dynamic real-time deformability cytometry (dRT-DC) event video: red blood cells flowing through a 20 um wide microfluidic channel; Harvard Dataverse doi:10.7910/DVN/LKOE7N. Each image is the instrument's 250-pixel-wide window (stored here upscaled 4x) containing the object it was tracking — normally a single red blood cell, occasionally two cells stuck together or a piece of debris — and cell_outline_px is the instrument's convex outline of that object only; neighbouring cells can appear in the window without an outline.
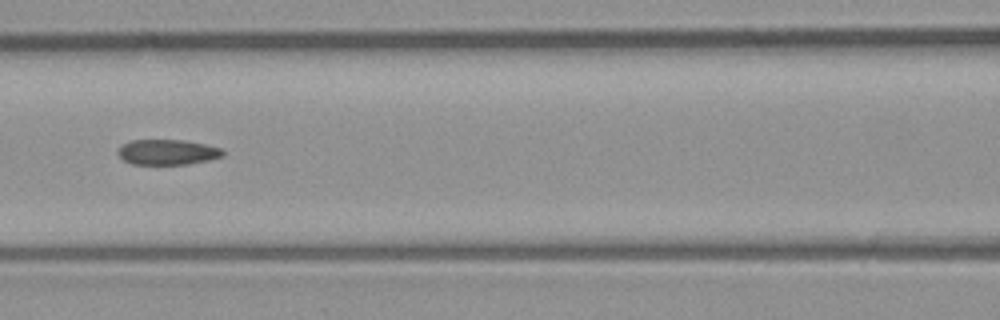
{"species": "common noctule bat (a hibernating species)", "species_latin": "Nyctalus noctula", "temperature_condition": "room temperature", "stored_images_in_passage": 7, "camera_frame_rate_fps": 3000, "um_per_image_px": 0.085, "animal": {"sex": "male", "body_mass_g": 23.1, "forearm_length_mm": 52.7}, "frame": {"image": 1, "passage_image": 6, "time_ms": 1.667, "image_size_px": [1000, 320], "cell_outline_px": [[224, 156], [208, 160], [188, 164], [132, 164], [124, 160], [116, 152], [124, 144], [132, 140], [184, 140], [224, 148]], "centroid_in_image_um": [14.28, 12.93], "position_along_channel_um": 152.3, "area_um2": 15.43}}
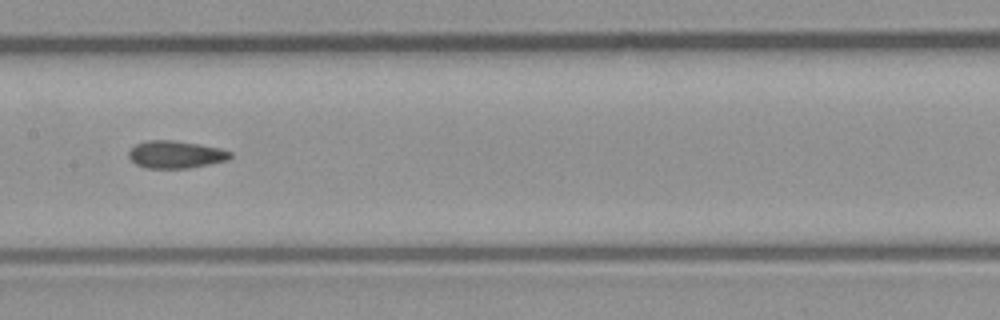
{"frame": {"image": 2, "passage_image": 7, "time_ms": 2.0, "image_size_px": [1000, 320], "cell_outline_px": [[232, 156], [228, 160], [188, 168], [148, 168], [136, 164], [128, 156], [128, 152], [136, 144], [148, 140], [172, 140], [200, 144], [220, 148], [232, 152]], "centroid_in_image_um": [14.95, 13.12], "position_along_channel_um": 192.5, "area_um2": 16.18}}